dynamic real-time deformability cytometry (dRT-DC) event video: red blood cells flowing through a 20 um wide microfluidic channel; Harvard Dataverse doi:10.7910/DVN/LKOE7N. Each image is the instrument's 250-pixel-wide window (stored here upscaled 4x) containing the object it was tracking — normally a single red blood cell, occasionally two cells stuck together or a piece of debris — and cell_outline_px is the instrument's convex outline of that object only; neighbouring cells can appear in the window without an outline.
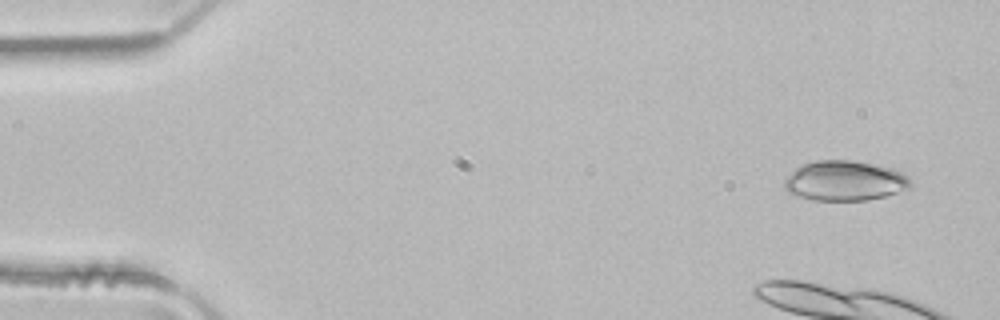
{"species": "common noctule bat (a hibernating species)", "species_latin": "Nyctalus noctula", "temperature_condition": "room temperature", "stored_images_in_passage": 5, "camera_frame_rate_fps": 3000, "um_per_image_px": 0.085, "animal": {"sex": "male", "body_mass_g": 21.5, "forearm_length_mm": 52.0}, "frame": {"image": 1, "passage_image": 1, "time_ms": 0.0, "image_size_px": [1000, 320], "cell_outline_px": [[912, 184], [908, 188], [884, 196], [868, 200], [812, 200], [796, 196], [788, 192], [784, 188], [784, 180], [796, 168], [804, 164], [816, 160], [852, 160], [892, 168], [908, 176], [912, 180]], "centroid_in_image_um": [71.79, 15.37], "position_along_channel_um": 13.2, "area_um2": 29.3}}